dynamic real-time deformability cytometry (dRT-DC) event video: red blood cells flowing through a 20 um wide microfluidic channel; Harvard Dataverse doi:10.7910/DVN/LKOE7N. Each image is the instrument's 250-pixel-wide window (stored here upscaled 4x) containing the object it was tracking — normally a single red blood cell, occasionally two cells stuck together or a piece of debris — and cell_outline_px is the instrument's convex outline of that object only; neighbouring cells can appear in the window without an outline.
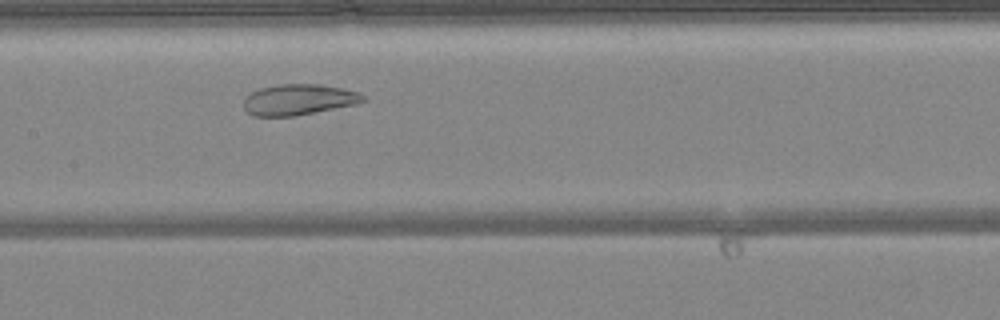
{"species": "common noctule bat (a hibernating species)", "species_latin": "Nyctalus noctula", "temperature_condition": "warm", "stored_images_in_passage": 41, "camera_frame_rate_fps": 3000, "um_per_image_px": 0.085, "animal": {"sex": "female", "body_mass_g": 24.6, "forearm_length_mm": 56.2}, "frame": {"image": 1, "passage_image": 16, "time_ms": 5.0, "image_size_px": [1000, 320], "cell_outline_px": [[368, 100], [360, 104], [292, 116], [252, 116], [244, 108], [244, 96], [260, 88], [276, 84], [316, 84], [344, 88], [360, 92]], "centroid_in_image_um": [25.42, 8.46], "position_along_channel_um": 182.0, "area_um2": 21.73}}
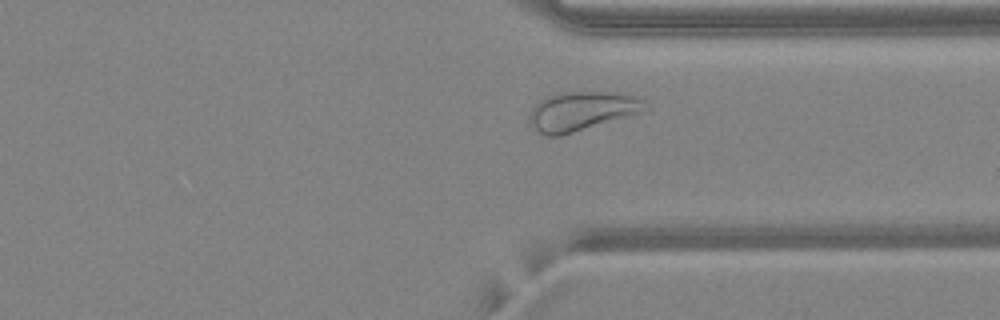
{"frame": {"image": 2, "passage_image": 29, "time_ms": 9.333, "image_size_px": [1000, 320], "cell_outline_px": [[652, 108], [648, 112], [560, 136], [548, 136], [540, 132], [532, 124], [532, 108], [540, 100], [548, 96], [568, 92], [616, 92], [636, 96], [644, 100]], "centroid_in_image_um": [49.63, 9.44], "position_along_channel_um": 361.8, "area_um2": 26.53}}
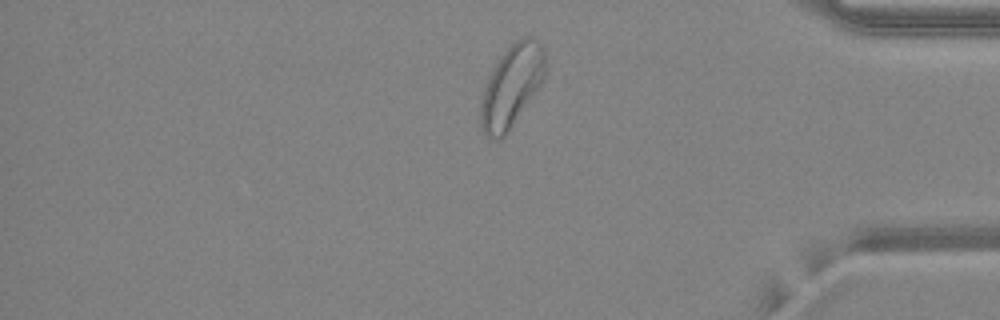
{"frame": {"image": 3, "passage_image": 33, "time_ms": 10.667, "image_size_px": [1000, 320], "cell_outline_px": [[544, 76], [540, 84], [508, 132], [500, 140], [492, 140], [484, 136], [480, 128], [480, 104], [484, 88], [492, 68], [500, 56], [516, 40], [524, 36], [532, 36], [540, 40], [544, 48]], "centroid_in_image_um": [43.45, 7.33], "position_along_channel_um": 391.8, "area_um2": 30.87}, "authors_computed_cell_mechanics": {"area_um2": 28.1486, "velocity_mm_per_s": 4.1586, "shape_relaxation_time_tau1_ms": null, "shape_relaxation_time_tau2_ms": 1.4468, "deformation_change_tau1": null, "deformation_change_tau2": 0.0659}}